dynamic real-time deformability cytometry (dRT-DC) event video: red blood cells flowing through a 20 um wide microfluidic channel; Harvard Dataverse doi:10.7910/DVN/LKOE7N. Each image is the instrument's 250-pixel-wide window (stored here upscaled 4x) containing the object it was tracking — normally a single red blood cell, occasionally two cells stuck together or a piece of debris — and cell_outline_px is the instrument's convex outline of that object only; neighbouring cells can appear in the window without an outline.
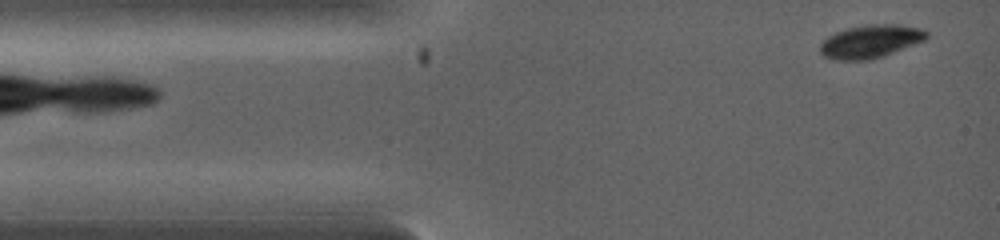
{"species": "common noctule bat (a hibernating species)", "species_latin": "Nyctalus noctula", "temperature_condition": "warm", "stored_images_in_passage": 3, "camera_frame_rate_fps": 5000, "um_per_image_px": 0.085, "animal": {"sex": "female", "body_mass_g": 19.0, "forearm_length_mm": 53.3}, "frame": {"image": 1, "passage_image": 1, "time_ms": 0.0, "image_size_px": [1000, 240], "cell_outline_px": [[928, 36], [924, 40], [884, 56], [868, 60], [840, 60], [824, 56], [820, 52], [820, 44], [828, 36], [836, 32], [848, 28], [868, 24], [896, 24], [924, 28], [928, 32]], "centroid_in_image_um": [74.01, 3.51], "position_along_channel_um": 11.0, "area_um2": 20.46}}